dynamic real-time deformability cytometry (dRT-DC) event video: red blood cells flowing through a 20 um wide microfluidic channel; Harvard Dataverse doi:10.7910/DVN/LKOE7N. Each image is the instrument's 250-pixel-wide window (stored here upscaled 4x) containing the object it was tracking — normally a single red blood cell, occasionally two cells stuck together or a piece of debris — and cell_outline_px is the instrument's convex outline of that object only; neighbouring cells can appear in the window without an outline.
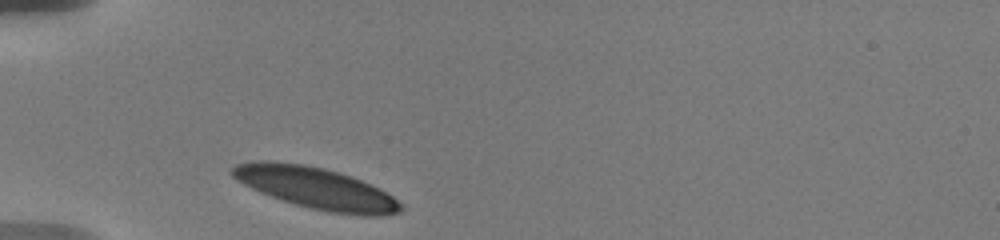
{"species": "human", "species_latin": "Homo sapiens", "temperature_condition": "warm", "stored_images_in_passage": 25, "camera_frame_rate_fps": 3000, "um_per_image_px": 0.085, "donor": {"sex": "male"}, "frame": {"image": 1, "passage_image": 1, "time_ms": 0.0, "image_size_px": [1000, 240], "cell_outline_px": [[404, 208], [400, 212], [384, 216], [360, 216], [332, 212], [312, 208], [296, 204], [260, 192], [244, 184], [232, 176], [228, 172], [236, 164], [256, 160], [268, 160], [304, 164], [324, 168], [352, 176], [380, 188], [392, 196]], "centroid_in_image_um": [26.87, 15.98], "position_along_channel_um": 58.1, "area_um2": 40.69}}
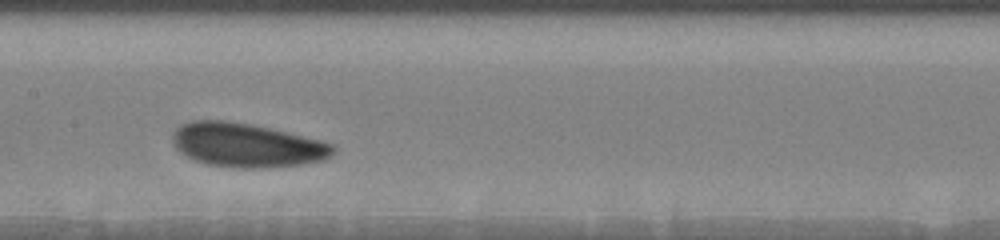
{"frame": {"image": 2, "passage_image": 9, "time_ms": 4.0, "image_size_px": [1000, 240], "cell_outline_px": [[336, 148], [332, 156], [324, 160], [300, 164], [260, 168], [232, 168], [208, 164], [196, 160], [180, 152], [172, 144], [172, 136], [176, 128], [180, 124], [192, 120], [228, 120], [252, 124], [320, 140], [332, 144]], "centroid_in_image_um": [20.95, 12.33], "position_along_channel_um": 186.5, "area_um2": 41.21}}
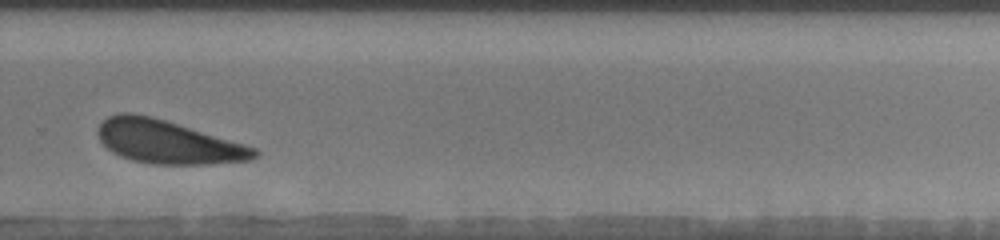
{"frame": {"image": 3, "passage_image": 20, "time_ms": 7.667, "image_size_px": [1000, 240], "cell_outline_px": [[260, 152], [252, 160], [208, 164], [152, 164], [132, 160], [120, 156], [112, 152], [100, 140], [96, 132], [100, 124], [108, 116], [120, 112], [132, 112], [152, 116], [256, 148]], "centroid_in_image_um": [14.23, 12.06], "position_along_channel_um": 315.6, "area_um2": 39.25}}